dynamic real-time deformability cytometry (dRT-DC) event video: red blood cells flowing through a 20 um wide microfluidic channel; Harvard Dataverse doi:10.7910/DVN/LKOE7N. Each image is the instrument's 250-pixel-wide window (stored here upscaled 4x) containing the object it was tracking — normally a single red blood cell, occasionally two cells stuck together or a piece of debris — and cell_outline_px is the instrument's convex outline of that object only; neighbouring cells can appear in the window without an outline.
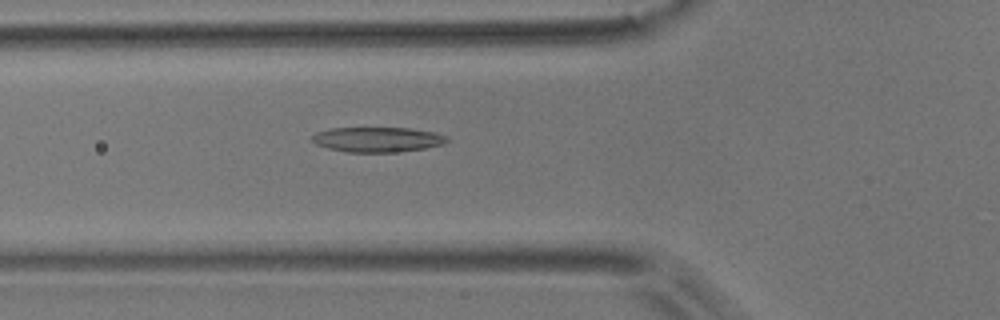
{"species": "common noctule bat (a hibernating species)", "species_latin": "Nyctalus noctula", "temperature_condition": "room temperature", "stored_images_in_passage": 52, "camera_frame_rate_fps": 3000, "um_per_image_px": 0.085, "animal": {"sex": "male", "body_mass_g": 17.9}, "frame": {"image": 1, "passage_image": 19, "time_ms": 6.0, "image_size_px": [1000, 320], "cell_outline_px": [[448, 140], [444, 144], [424, 148], [396, 152], [348, 152], [328, 148], [316, 144], [312, 140], [312, 136], [316, 132], [328, 128], [412, 128], [432, 132], [448, 136]], "centroid_in_image_um": [32.08, 11.85], "position_along_channel_um": 93.7, "area_um2": 19.59}}
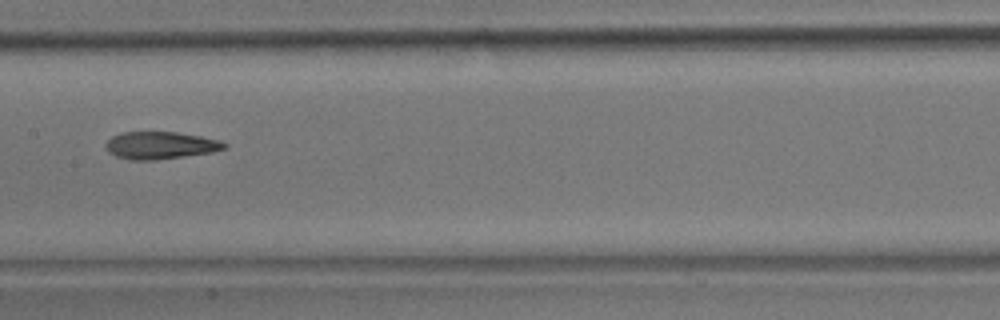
{"frame": {"image": 2, "passage_image": 27, "time_ms": 8.667, "image_size_px": [1000, 320], "cell_outline_px": [[228, 148], [212, 152], [156, 160], [128, 160], [116, 156], [108, 152], [104, 144], [112, 136], [120, 132], [176, 132], [200, 136], [220, 140], [228, 144]], "centroid_in_image_um": [13.63, 12.35], "position_along_channel_um": 193.8, "area_um2": 19.07}}
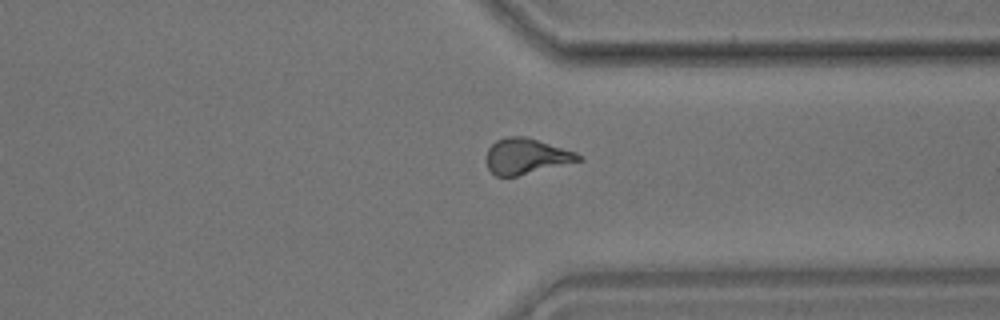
{"frame": {"image": 3, "passage_image": 41, "time_ms": 13.333, "image_size_px": [1000, 320], "cell_outline_px": [[584, 160], [516, 176], [496, 176], [488, 168], [488, 148], [496, 140], [508, 136], [524, 136], [576, 152], [584, 156]], "centroid_in_image_um": [44.77, 13.28], "position_along_channel_um": 366.6, "area_um2": 18.9}}